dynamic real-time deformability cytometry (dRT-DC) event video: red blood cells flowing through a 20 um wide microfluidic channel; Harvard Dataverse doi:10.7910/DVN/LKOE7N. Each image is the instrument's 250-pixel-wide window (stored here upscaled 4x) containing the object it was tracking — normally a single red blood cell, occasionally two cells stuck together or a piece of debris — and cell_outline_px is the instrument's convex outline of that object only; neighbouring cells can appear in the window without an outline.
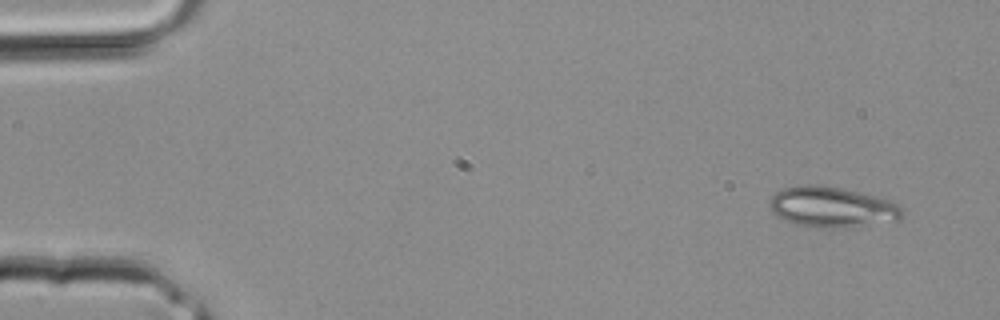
{"species": "common noctule bat (a hibernating species)", "species_latin": "Nyctalus noctula", "temperature_condition": "room temperature", "stored_images_in_passage": 2, "camera_frame_rate_fps": 3000, "um_per_image_px": 0.085, "animal": {"sex": "male", "body_mass_g": 20.4}, "frame": {"image": 1, "passage_image": 1, "time_ms": 0.0, "image_size_px": [1000, 320], "cell_outline_px": [[904, 216], [900, 220], [836, 228], [820, 228], [796, 224], [776, 216], [772, 212], [768, 204], [768, 200], [776, 192], [784, 188], [804, 184], [816, 184], [840, 188], [876, 196], [892, 200], [904, 212]], "centroid_in_image_um": [70.69, 17.59], "position_along_channel_um": 14.3, "area_um2": 31.33}}